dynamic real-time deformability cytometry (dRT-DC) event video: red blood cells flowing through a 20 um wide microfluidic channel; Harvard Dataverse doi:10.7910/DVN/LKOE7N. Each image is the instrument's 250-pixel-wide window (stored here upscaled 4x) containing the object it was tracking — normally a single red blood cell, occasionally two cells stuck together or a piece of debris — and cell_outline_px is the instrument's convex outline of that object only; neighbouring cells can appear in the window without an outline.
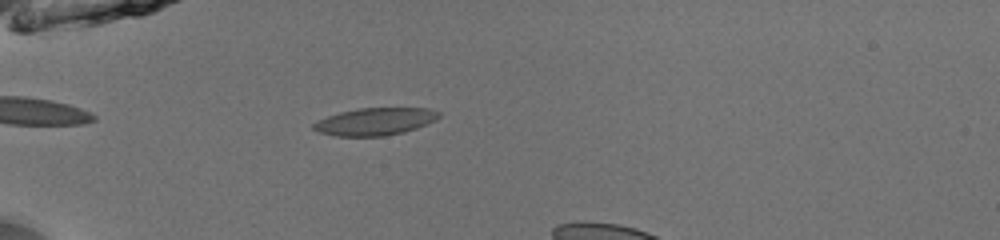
{"species": "common noctule bat (a hibernating species)", "species_latin": "Nyctalus noctula", "temperature_condition": "room temperature", "stored_images_in_passage": 31, "camera_frame_rate_fps": 3000, "um_per_image_px": 0.085, "animal": {"sex": "male", "body_mass_g": 13.0, "forearm_length_mm": 53.1}, "frame": {"image": 1, "passage_image": 1, "time_ms": 0.0, "image_size_px": [1000, 240], "cell_outline_px": [[440, 116], [436, 120], [428, 124], [404, 132], [384, 136], [336, 136], [320, 132], [312, 128], [312, 124], [328, 116], [340, 112], [356, 108], [428, 108], [440, 112]], "centroid_in_image_um": [31.91, 10.33], "position_along_channel_um": 53.1, "area_um2": 20.0}}
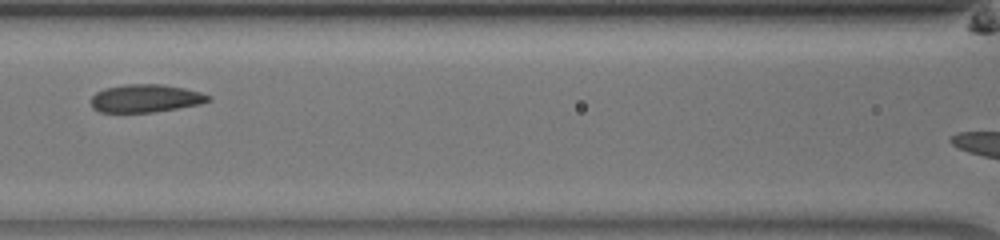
{"frame": {"image": 2, "passage_image": 10, "time_ms": 3.0, "image_size_px": [1000, 240], "cell_outline_px": [[212, 100], [200, 104], [152, 112], [100, 112], [92, 108], [92, 96], [96, 92], [104, 88], [128, 84], [160, 84], [184, 88], [200, 92], [212, 96]], "centroid_in_image_um": [12.38, 8.35], "position_along_channel_um": 154.2, "area_um2": 19.02}}
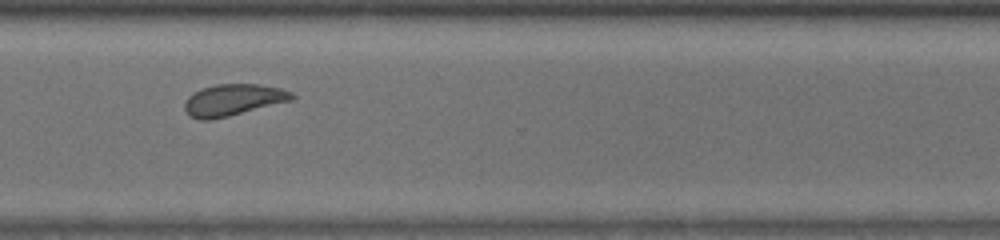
{"frame": {"image": 3, "passage_image": 25, "time_ms": 8.0, "image_size_px": [1000, 240], "cell_outline_px": [[296, 96], [292, 100], [228, 116], [208, 120], [200, 120], [188, 116], [184, 108], [184, 104], [188, 96], [192, 92], [200, 88], [216, 84], [260, 84], [280, 88], [292, 92]], "centroid_in_image_um": [19.78, 8.48], "position_along_channel_um": 350.8, "area_um2": 19.83}}